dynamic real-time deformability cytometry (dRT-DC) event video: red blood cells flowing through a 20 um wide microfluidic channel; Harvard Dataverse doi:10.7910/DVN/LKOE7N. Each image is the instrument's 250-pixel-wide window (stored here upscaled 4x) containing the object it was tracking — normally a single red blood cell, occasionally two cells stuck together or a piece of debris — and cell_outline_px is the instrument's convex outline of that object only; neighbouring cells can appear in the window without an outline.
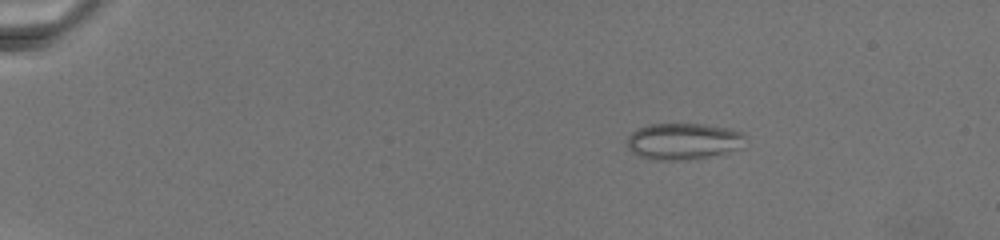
{"species": "common noctule bat (a hibernating species)", "species_latin": "Nyctalus noctula", "temperature_condition": "warm", "stored_images_in_passage": 39, "camera_frame_rate_fps": 3000, "um_per_image_px": 0.085, "animal": {"sex": "female", "body_mass_g": 19.5, "forearm_length_mm": 54.1}, "frame": {"image": 1, "passage_image": 4, "time_ms": 3.667, "image_size_px": [1000, 240], "cell_outline_px": [[744, 136], [740, 148], [716, 156], [688, 160], [652, 160], [640, 156], [632, 152], [628, 148], [628, 136], [632, 132], [648, 124], [704, 124], [728, 128], [744, 132]], "centroid_in_image_um": [58.09, 12.02], "position_along_channel_um": 26.9, "area_um2": 25.26}}
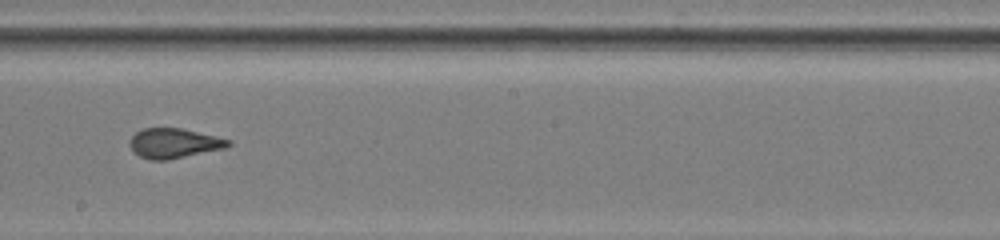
{"frame": {"image": 2, "passage_image": 21, "time_ms": 14.667, "image_size_px": [1000, 240], "cell_outline_px": [[232, 144], [224, 148], [168, 160], [148, 160], [132, 152], [128, 144], [128, 140], [136, 132], [144, 128], [180, 128], [216, 136], [232, 140]], "centroid_in_image_um": [14.74, 12.18], "position_along_channel_um": 233.5, "area_um2": 17.22}}
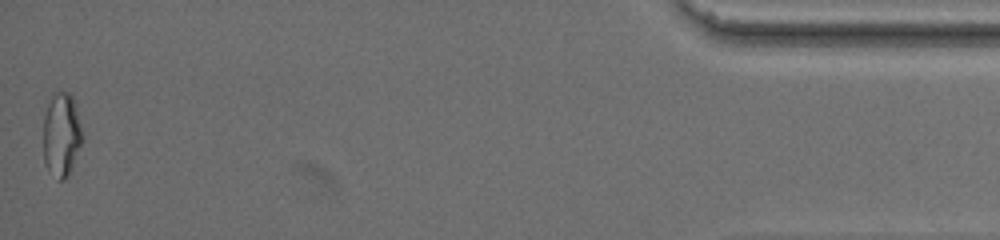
{"frame": {"image": 3, "passage_image": 39, "time_ms": 24.333, "image_size_px": [1000, 240], "cell_outline_px": [[84, 136], [68, 176], [64, 180], [60, 180], [44, 164], [44, 116], [52, 92], [68, 92], [72, 96], [76, 108]], "centroid_in_image_um": [5.23, 11.41], "position_along_channel_um": 430.0, "area_um2": 18.9}}